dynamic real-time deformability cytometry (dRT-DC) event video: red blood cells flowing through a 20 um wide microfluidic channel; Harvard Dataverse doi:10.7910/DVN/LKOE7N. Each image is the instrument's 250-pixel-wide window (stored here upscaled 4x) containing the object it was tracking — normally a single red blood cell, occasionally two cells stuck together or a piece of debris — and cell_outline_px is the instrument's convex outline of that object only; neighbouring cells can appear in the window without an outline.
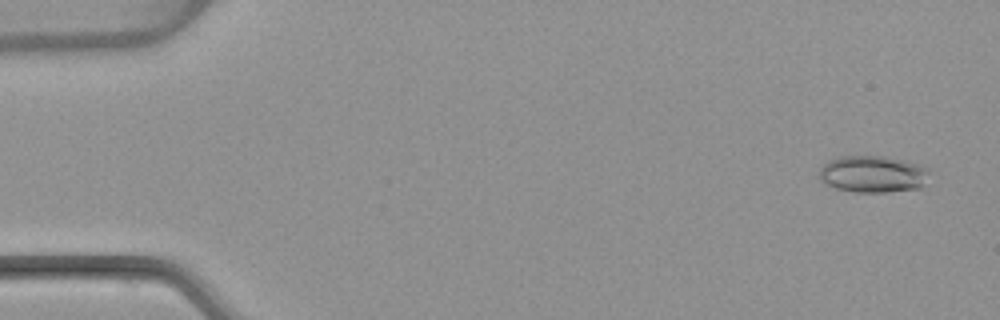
{"species": "common noctule bat (a hibernating species)", "species_latin": "Nyctalus noctula", "temperature_condition": "warm", "stored_images_in_passage": 53, "camera_frame_rate_fps": 3000, "um_per_image_px": 0.085, "animal": {"sex": "female", "body_mass_g": 22.7, "forearm_length_mm": 54.2}, "frame": {"image": 1, "passage_image": 3, "time_ms": 0.667, "image_size_px": [1000, 320], "cell_outline_px": [[928, 172], [924, 184], [920, 188], [888, 192], [856, 192], [836, 188], [820, 180], [820, 168], [828, 160], [840, 156], [884, 156], [904, 160], [920, 164], [928, 168]], "centroid_in_image_um": [74.2, 14.79], "position_along_channel_um": 10.8, "area_um2": 23.64}}
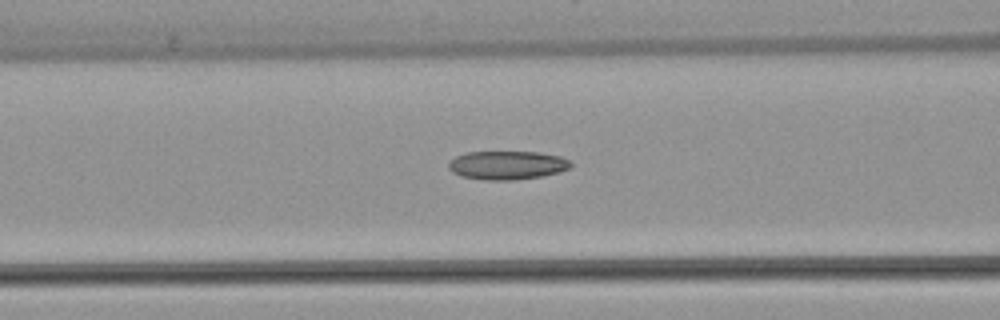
{"frame": {"image": 2, "passage_image": 22, "time_ms": 7.0, "image_size_px": [1000, 320], "cell_outline_px": [[572, 164], [568, 168], [560, 172], [540, 176], [516, 180], [484, 180], [460, 176], [452, 172], [448, 168], [448, 164], [456, 156], [468, 152], [540, 152], [560, 156], [572, 160]], "centroid_in_image_um": [43.12, 14.04], "position_along_channel_um": 123.5, "area_um2": 20.46}}
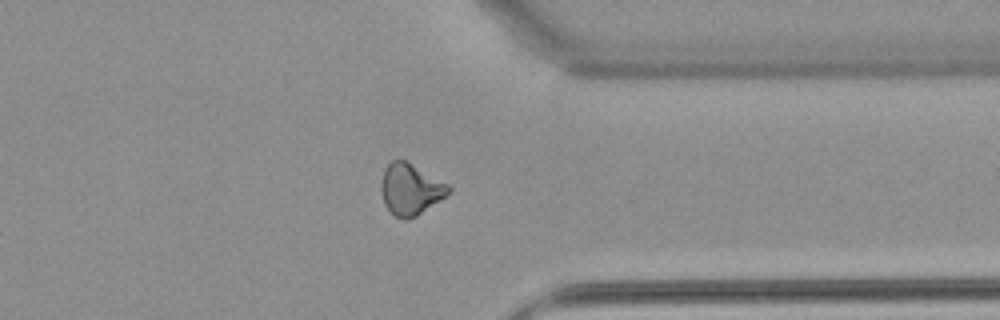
{"frame": {"image": 3, "passage_image": 42, "time_ms": 13.667, "image_size_px": [1000, 320], "cell_outline_px": [[452, 192], [416, 216], [408, 220], [404, 220], [396, 216], [384, 204], [380, 188], [380, 184], [384, 168], [392, 160], [404, 160], [448, 184], [452, 188]], "centroid_in_image_um": [34.88, 16.1], "position_along_channel_um": 376.5, "area_um2": 20.0}, "authors_computed_cell_mechanics": {"area_um2": 20.4612, "velocity_mm_per_s": 3.8728, "shape_relaxation_time_tau1_ms": null, "shape_relaxation_time_tau2_ms": 3.5388, "deformation_change_tau1": null, "deformation_change_tau2": 0.1093}}